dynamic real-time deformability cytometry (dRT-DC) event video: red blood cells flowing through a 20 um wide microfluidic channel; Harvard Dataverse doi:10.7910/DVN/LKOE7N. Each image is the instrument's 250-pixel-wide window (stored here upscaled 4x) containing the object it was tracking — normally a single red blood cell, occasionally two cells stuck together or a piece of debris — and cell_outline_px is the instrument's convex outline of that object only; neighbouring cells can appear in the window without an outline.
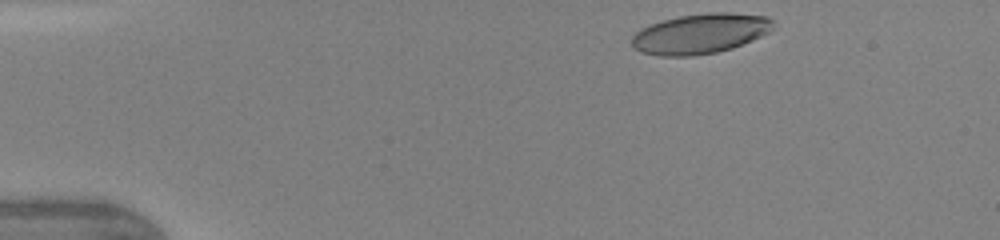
{"species": "human", "species_latin": "Homo sapiens", "temperature_condition": "warm", "stored_images_in_passage": 8, "camera_frame_rate_fps": 3000, "um_per_image_px": 0.085, "donor": {"sex": "female"}, "frame": {"image": 1, "passage_image": 1, "time_ms": 0.0, "image_size_px": [1000, 240], "cell_outline_px": [[772, 28], [768, 32], [752, 40], [732, 48], [716, 52], [692, 56], [660, 56], [640, 52], [632, 48], [632, 36], [640, 28], [664, 20], [680, 16], [708, 12], [732, 12], [768, 16], [772, 20]], "centroid_in_image_um": [59.5, 2.86], "position_along_channel_um": 25.5, "area_um2": 33.0}}
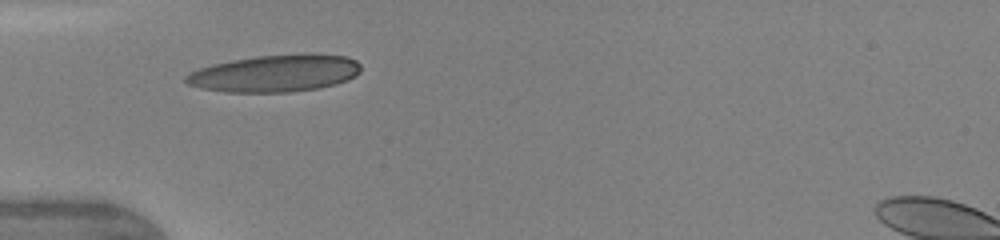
{"frame": {"image": 2, "passage_image": 5, "time_ms": 2.667, "image_size_px": [1000, 240], "cell_outline_px": [[360, 72], [356, 76], [348, 80], [336, 84], [320, 88], [288, 92], [228, 92], [200, 88], [188, 84], [184, 80], [184, 76], [188, 72], [212, 64], [232, 60], [256, 56], [304, 52], [348, 56], [356, 60], [360, 64]], "centroid_in_image_um": [23.41, 6.21], "position_along_channel_um": 61.6, "area_um2": 38.44}}